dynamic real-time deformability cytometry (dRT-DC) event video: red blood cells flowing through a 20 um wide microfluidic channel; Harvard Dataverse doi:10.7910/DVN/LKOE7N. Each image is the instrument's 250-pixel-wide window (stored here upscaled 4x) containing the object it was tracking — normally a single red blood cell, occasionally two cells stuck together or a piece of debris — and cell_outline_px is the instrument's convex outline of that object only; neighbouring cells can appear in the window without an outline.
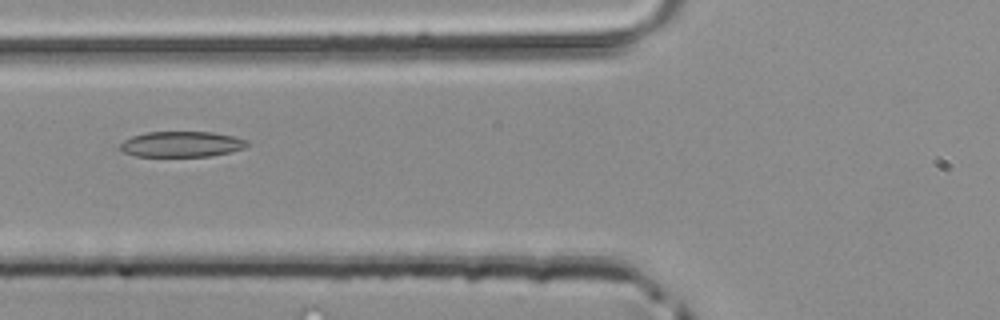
{"species": "common noctule bat (a hibernating species)", "species_latin": "Nyctalus noctula", "temperature_condition": "room temperature", "stored_images_in_passage": 35, "camera_frame_rate_fps": 3000, "um_per_image_px": 0.085, "animal": {"sex": "male", "body_mass_g": 20.4}, "frame": {"image": 1, "passage_image": 7, "time_ms": 2.0, "image_size_px": [1000, 320], "cell_outline_px": [[248, 144], [244, 148], [228, 152], [208, 156], [136, 156], [124, 152], [120, 148], [120, 144], [124, 140], [132, 136], [148, 132], [212, 132], [236, 136], [248, 140]], "centroid_in_image_um": [15.45, 12.25], "position_along_channel_um": 110.4, "area_um2": 18.84}}
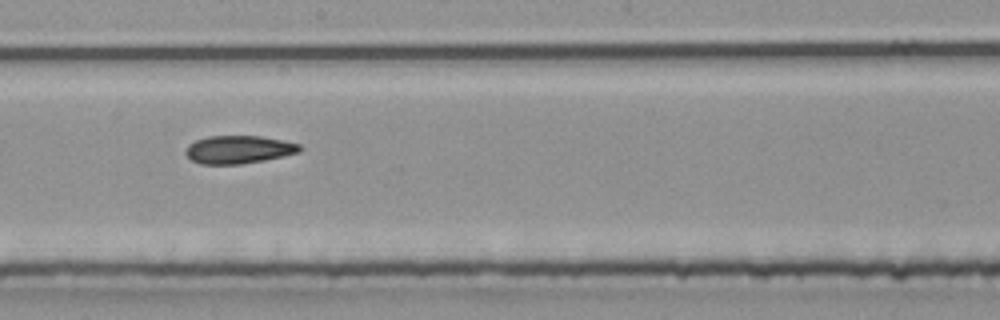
{"frame": {"image": 2, "passage_image": 15, "time_ms": 4.667, "image_size_px": [1000, 320], "cell_outline_px": [[304, 148], [300, 152], [284, 156], [264, 160], [240, 164], [200, 164], [192, 160], [184, 152], [188, 144], [196, 140], [208, 136], [260, 136], [284, 140], [300, 144]], "centroid_in_image_um": [20.31, 12.71], "position_along_channel_um": 227.9, "area_um2": 18.73}}
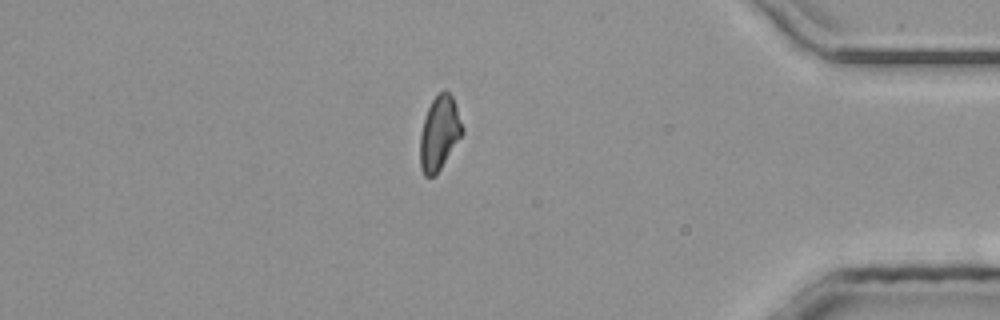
{"frame": {"image": 3, "passage_image": 29, "time_ms": 9.333, "image_size_px": [1000, 320], "cell_outline_px": [[464, 132], [436, 176], [424, 176], [420, 168], [420, 132], [428, 108], [432, 100], [444, 88], [452, 96], [464, 128]], "centroid_in_image_um": [37.34, 11.34], "position_along_channel_um": 397.9, "area_um2": 18.26}}